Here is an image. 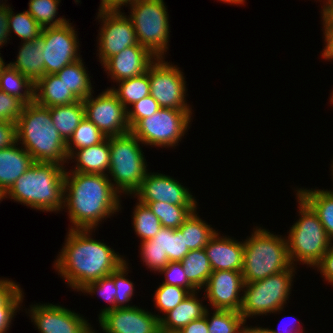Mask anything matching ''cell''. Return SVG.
Instances as JSON below:
<instances>
[{"instance_id":"cell-31","label":"cell","mask_w":333,"mask_h":333,"mask_svg":"<svg viewBox=\"0 0 333 333\" xmlns=\"http://www.w3.org/2000/svg\"><path fill=\"white\" fill-rule=\"evenodd\" d=\"M188 281L198 290L204 288L212 269L204 249L191 250L181 261Z\"/></svg>"},{"instance_id":"cell-51","label":"cell","mask_w":333,"mask_h":333,"mask_svg":"<svg viewBox=\"0 0 333 333\" xmlns=\"http://www.w3.org/2000/svg\"><path fill=\"white\" fill-rule=\"evenodd\" d=\"M16 142V123L0 121V149L7 148Z\"/></svg>"},{"instance_id":"cell-16","label":"cell","mask_w":333,"mask_h":333,"mask_svg":"<svg viewBox=\"0 0 333 333\" xmlns=\"http://www.w3.org/2000/svg\"><path fill=\"white\" fill-rule=\"evenodd\" d=\"M177 179L158 172H149L132 195L139 202H164L179 206H198L196 197Z\"/></svg>"},{"instance_id":"cell-60","label":"cell","mask_w":333,"mask_h":333,"mask_svg":"<svg viewBox=\"0 0 333 333\" xmlns=\"http://www.w3.org/2000/svg\"><path fill=\"white\" fill-rule=\"evenodd\" d=\"M218 1H221L222 3L224 2L227 3V4H231V5H241V4H245V0H218Z\"/></svg>"},{"instance_id":"cell-8","label":"cell","mask_w":333,"mask_h":333,"mask_svg":"<svg viewBox=\"0 0 333 333\" xmlns=\"http://www.w3.org/2000/svg\"><path fill=\"white\" fill-rule=\"evenodd\" d=\"M296 270L294 266L265 279L244 284L239 313L245 322H247V318L267 316L272 313L280 314L283 310L285 311V305L291 296Z\"/></svg>"},{"instance_id":"cell-11","label":"cell","mask_w":333,"mask_h":333,"mask_svg":"<svg viewBox=\"0 0 333 333\" xmlns=\"http://www.w3.org/2000/svg\"><path fill=\"white\" fill-rule=\"evenodd\" d=\"M165 59L157 58L148 68L150 95L160 108L192 110L185 98L188 91L186 76L180 67Z\"/></svg>"},{"instance_id":"cell-28","label":"cell","mask_w":333,"mask_h":333,"mask_svg":"<svg viewBox=\"0 0 333 333\" xmlns=\"http://www.w3.org/2000/svg\"><path fill=\"white\" fill-rule=\"evenodd\" d=\"M83 58L68 64L62 70L56 73L57 77L70 88V91L78 100L86 99L93 93V85L91 83L90 74L84 66Z\"/></svg>"},{"instance_id":"cell-13","label":"cell","mask_w":333,"mask_h":333,"mask_svg":"<svg viewBox=\"0 0 333 333\" xmlns=\"http://www.w3.org/2000/svg\"><path fill=\"white\" fill-rule=\"evenodd\" d=\"M83 100L85 117L90 120L105 137L123 135L130 132L127 109L109 87Z\"/></svg>"},{"instance_id":"cell-58","label":"cell","mask_w":333,"mask_h":333,"mask_svg":"<svg viewBox=\"0 0 333 333\" xmlns=\"http://www.w3.org/2000/svg\"><path fill=\"white\" fill-rule=\"evenodd\" d=\"M237 333H253V326H248V324L246 325L245 322Z\"/></svg>"},{"instance_id":"cell-14","label":"cell","mask_w":333,"mask_h":333,"mask_svg":"<svg viewBox=\"0 0 333 333\" xmlns=\"http://www.w3.org/2000/svg\"><path fill=\"white\" fill-rule=\"evenodd\" d=\"M69 22L57 27L42 28L40 36L44 42L42 55L45 75L56 74L68 64L82 58L78 52L80 44L77 31Z\"/></svg>"},{"instance_id":"cell-23","label":"cell","mask_w":333,"mask_h":333,"mask_svg":"<svg viewBox=\"0 0 333 333\" xmlns=\"http://www.w3.org/2000/svg\"><path fill=\"white\" fill-rule=\"evenodd\" d=\"M72 159L76 164L75 167H71L72 172L107 175L110 166L109 137L99 144L76 150L69 157V161Z\"/></svg>"},{"instance_id":"cell-44","label":"cell","mask_w":333,"mask_h":333,"mask_svg":"<svg viewBox=\"0 0 333 333\" xmlns=\"http://www.w3.org/2000/svg\"><path fill=\"white\" fill-rule=\"evenodd\" d=\"M164 274L163 284L179 286L187 289L190 293L198 290L188 281L181 262H169L168 265L159 272Z\"/></svg>"},{"instance_id":"cell-32","label":"cell","mask_w":333,"mask_h":333,"mask_svg":"<svg viewBox=\"0 0 333 333\" xmlns=\"http://www.w3.org/2000/svg\"><path fill=\"white\" fill-rule=\"evenodd\" d=\"M116 84L117 88L113 86L110 89L126 109L150 95L148 70L143 75L121 80Z\"/></svg>"},{"instance_id":"cell-19","label":"cell","mask_w":333,"mask_h":333,"mask_svg":"<svg viewBox=\"0 0 333 333\" xmlns=\"http://www.w3.org/2000/svg\"><path fill=\"white\" fill-rule=\"evenodd\" d=\"M157 59L148 49L140 44L125 48L110 57L103 65L104 71L117 83L121 80L138 77L147 72L149 66Z\"/></svg>"},{"instance_id":"cell-5","label":"cell","mask_w":333,"mask_h":333,"mask_svg":"<svg viewBox=\"0 0 333 333\" xmlns=\"http://www.w3.org/2000/svg\"><path fill=\"white\" fill-rule=\"evenodd\" d=\"M286 236L271 233L261 226L253 228L244 240L243 275L244 283L265 279L270 275L293 268Z\"/></svg>"},{"instance_id":"cell-27","label":"cell","mask_w":333,"mask_h":333,"mask_svg":"<svg viewBox=\"0 0 333 333\" xmlns=\"http://www.w3.org/2000/svg\"><path fill=\"white\" fill-rule=\"evenodd\" d=\"M49 111L54 126L67 143L79 123L85 118L83 101L79 100L67 105L53 106L49 108Z\"/></svg>"},{"instance_id":"cell-57","label":"cell","mask_w":333,"mask_h":333,"mask_svg":"<svg viewBox=\"0 0 333 333\" xmlns=\"http://www.w3.org/2000/svg\"><path fill=\"white\" fill-rule=\"evenodd\" d=\"M321 12L333 23V0H323Z\"/></svg>"},{"instance_id":"cell-54","label":"cell","mask_w":333,"mask_h":333,"mask_svg":"<svg viewBox=\"0 0 333 333\" xmlns=\"http://www.w3.org/2000/svg\"><path fill=\"white\" fill-rule=\"evenodd\" d=\"M20 310H0V333H8L14 317Z\"/></svg>"},{"instance_id":"cell-63","label":"cell","mask_w":333,"mask_h":333,"mask_svg":"<svg viewBox=\"0 0 333 333\" xmlns=\"http://www.w3.org/2000/svg\"><path fill=\"white\" fill-rule=\"evenodd\" d=\"M94 327L92 326L87 333H99V332H95L96 330L93 329Z\"/></svg>"},{"instance_id":"cell-62","label":"cell","mask_w":333,"mask_h":333,"mask_svg":"<svg viewBox=\"0 0 333 333\" xmlns=\"http://www.w3.org/2000/svg\"><path fill=\"white\" fill-rule=\"evenodd\" d=\"M159 333H182V332L177 330H159Z\"/></svg>"},{"instance_id":"cell-3","label":"cell","mask_w":333,"mask_h":333,"mask_svg":"<svg viewBox=\"0 0 333 333\" xmlns=\"http://www.w3.org/2000/svg\"><path fill=\"white\" fill-rule=\"evenodd\" d=\"M17 142L31 156L34 162L69 163L66 142L54 126L48 107L35 101L25 104L16 122Z\"/></svg>"},{"instance_id":"cell-15","label":"cell","mask_w":333,"mask_h":333,"mask_svg":"<svg viewBox=\"0 0 333 333\" xmlns=\"http://www.w3.org/2000/svg\"><path fill=\"white\" fill-rule=\"evenodd\" d=\"M26 313L39 333H87L92 327L80 313L58 304H31Z\"/></svg>"},{"instance_id":"cell-35","label":"cell","mask_w":333,"mask_h":333,"mask_svg":"<svg viewBox=\"0 0 333 333\" xmlns=\"http://www.w3.org/2000/svg\"><path fill=\"white\" fill-rule=\"evenodd\" d=\"M60 2L61 0H30L26 11L42 28L61 26L69 20L64 16L57 17Z\"/></svg>"},{"instance_id":"cell-53","label":"cell","mask_w":333,"mask_h":333,"mask_svg":"<svg viewBox=\"0 0 333 333\" xmlns=\"http://www.w3.org/2000/svg\"><path fill=\"white\" fill-rule=\"evenodd\" d=\"M182 333H209L207 319L203 316L200 319L191 321L188 325L180 330Z\"/></svg>"},{"instance_id":"cell-50","label":"cell","mask_w":333,"mask_h":333,"mask_svg":"<svg viewBox=\"0 0 333 333\" xmlns=\"http://www.w3.org/2000/svg\"><path fill=\"white\" fill-rule=\"evenodd\" d=\"M168 244L169 228L162 227L152 239L140 242L139 248H159L163 252H166L168 257Z\"/></svg>"},{"instance_id":"cell-4","label":"cell","mask_w":333,"mask_h":333,"mask_svg":"<svg viewBox=\"0 0 333 333\" xmlns=\"http://www.w3.org/2000/svg\"><path fill=\"white\" fill-rule=\"evenodd\" d=\"M65 167L34 162L7 191V198L40 212L63 211Z\"/></svg>"},{"instance_id":"cell-30","label":"cell","mask_w":333,"mask_h":333,"mask_svg":"<svg viewBox=\"0 0 333 333\" xmlns=\"http://www.w3.org/2000/svg\"><path fill=\"white\" fill-rule=\"evenodd\" d=\"M184 236L185 245L188 249H204L209 239L215 234L216 230L212 225H208L205 220L200 218L197 209L179 227Z\"/></svg>"},{"instance_id":"cell-29","label":"cell","mask_w":333,"mask_h":333,"mask_svg":"<svg viewBox=\"0 0 333 333\" xmlns=\"http://www.w3.org/2000/svg\"><path fill=\"white\" fill-rule=\"evenodd\" d=\"M35 85L23 74L4 61L0 65V90L21 99L25 104L34 102Z\"/></svg>"},{"instance_id":"cell-9","label":"cell","mask_w":333,"mask_h":333,"mask_svg":"<svg viewBox=\"0 0 333 333\" xmlns=\"http://www.w3.org/2000/svg\"><path fill=\"white\" fill-rule=\"evenodd\" d=\"M127 6L139 44L155 57L165 58L171 27L164 0H138Z\"/></svg>"},{"instance_id":"cell-42","label":"cell","mask_w":333,"mask_h":333,"mask_svg":"<svg viewBox=\"0 0 333 333\" xmlns=\"http://www.w3.org/2000/svg\"><path fill=\"white\" fill-rule=\"evenodd\" d=\"M24 297L20 284L0 278V310H21Z\"/></svg>"},{"instance_id":"cell-1","label":"cell","mask_w":333,"mask_h":333,"mask_svg":"<svg viewBox=\"0 0 333 333\" xmlns=\"http://www.w3.org/2000/svg\"><path fill=\"white\" fill-rule=\"evenodd\" d=\"M93 229H68L54 269L72 291L109 276L124 262L125 256L93 238Z\"/></svg>"},{"instance_id":"cell-49","label":"cell","mask_w":333,"mask_h":333,"mask_svg":"<svg viewBox=\"0 0 333 333\" xmlns=\"http://www.w3.org/2000/svg\"><path fill=\"white\" fill-rule=\"evenodd\" d=\"M315 268L320 272L324 281L333 286V243L313 269Z\"/></svg>"},{"instance_id":"cell-37","label":"cell","mask_w":333,"mask_h":333,"mask_svg":"<svg viewBox=\"0 0 333 333\" xmlns=\"http://www.w3.org/2000/svg\"><path fill=\"white\" fill-rule=\"evenodd\" d=\"M105 138L104 134L85 117L66 143L68 157L76 150L101 143Z\"/></svg>"},{"instance_id":"cell-66","label":"cell","mask_w":333,"mask_h":333,"mask_svg":"<svg viewBox=\"0 0 333 333\" xmlns=\"http://www.w3.org/2000/svg\"><path fill=\"white\" fill-rule=\"evenodd\" d=\"M4 62L3 58L0 56V65Z\"/></svg>"},{"instance_id":"cell-20","label":"cell","mask_w":333,"mask_h":333,"mask_svg":"<svg viewBox=\"0 0 333 333\" xmlns=\"http://www.w3.org/2000/svg\"><path fill=\"white\" fill-rule=\"evenodd\" d=\"M212 271H242L244 260V241L224 236L218 232L209 239L204 248Z\"/></svg>"},{"instance_id":"cell-41","label":"cell","mask_w":333,"mask_h":333,"mask_svg":"<svg viewBox=\"0 0 333 333\" xmlns=\"http://www.w3.org/2000/svg\"><path fill=\"white\" fill-rule=\"evenodd\" d=\"M117 288L114 285V280L110 276H106L98 279L95 282L88 283L79 292L89 294L93 296L94 294L103 298L109 306H105L100 310L98 318L107 311L115 309V296Z\"/></svg>"},{"instance_id":"cell-64","label":"cell","mask_w":333,"mask_h":333,"mask_svg":"<svg viewBox=\"0 0 333 333\" xmlns=\"http://www.w3.org/2000/svg\"><path fill=\"white\" fill-rule=\"evenodd\" d=\"M331 162H332V164H330L331 165V169L330 170L332 172L331 175L333 176V160ZM332 180H333V177H332Z\"/></svg>"},{"instance_id":"cell-21","label":"cell","mask_w":333,"mask_h":333,"mask_svg":"<svg viewBox=\"0 0 333 333\" xmlns=\"http://www.w3.org/2000/svg\"><path fill=\"white\" fill-rule=\"evenodd\" d=\"M19 46L16 61L8 63L10 67L17 70L28 78L34 85L45 75V64L43 60V38L39 36L33 41H23Z\"/></svg>"},{"instance_id":"cell-47","label":"cell","mask_w":333,"mask_h":333,"mask_svg":"<svg viewBox=\"0 0 333 333\" xmlns=\"http://www.w3.org/2000/svg\"><path fill=\"white\" fill-rule=\"evenodd\" d=\"M190 250L185 245L184 236L179 228H169L168 259L169 262H180Z\"/></svg>"},{"instance_id":"cell-17","label":"cell","mask_w":333,"mask_h":333,"mask_svg":"<svg viewBox=\"0 0 333 333\" xmlns=\"http://www.w3.org/2000/svg\"><path fill=\"white\" fill-rule=\"evenodd\" d=\"M243 275L240 271H212L206 285L202 289L211 310H232L239 312L242 306ZM242 292V293H241Z\"/></svg>"},{"instance_id":"cell-7","label":"cell","mask_w":333,"mask_h":333,"mask_svg":"<svg viewBox=\"0 0 333 333\" xmlns=\"http://www.w3.org/2000/svg\"><path fill=\"white\" fill-rule=\"evenodd\" d=\"M140 145L143 147L131 132L109 137L110 166L107 176L122 196L132 197L150 171Z\"/></svg>"},{"instance_id":"cell-12","label":"cell","mask_w":333,"mask_h":333,"mask_svg":"<svg viewBox=\"0 0 333 333\" xmlns=\"http://www.w3.org/2000/svg\"><path fill=\"white\" fill-rule=\"evenodd\" d=\"M101 22L97 40L98 59L101 66L125 48L139 44L131 19L121 10L98 9ZM100 19V20H99Z\"/></svg>"},{"instance_id":"cell-26","label":"cell","mask_w":333,"mask_h":333,"mask_svg":"<svg viewBox=\"0 0 333 333\" xmlns=\"http://www.w3.org/2000/svg\"><path fill=\"white\" fill-rule=\"evenodd\" d=\"M295 193L313 209L333 243V190L303 187L296 188Z\"/></svg>"},{"instance_id":"cell-48","label":"cell","mask_w":333,"mask_h":333,"mask_svg":"<svg viewBox=\"0 0 333 333\" xmlns=\"http://www.w3.org/2000/svg\"><path fill=\"white\" fill-rule=\"evenodd\" d=\"M322 31L324 38V48L321 52L322 59L332 61L333 60V23L322 13Z\"/></svg>"},{"instance_id":"cell-65","label":"cell","mask_w":333,"mask_h":333,"mask_svg":"<svg viewBox=\"0 0 333 333\" xmlns=\"http://www.w3.org/2000/svg\"><path fill=\"white\" fill-rule=\"evenodd\" d=\"M330 95H331L330 102L333 104V90H332V93Z\"/></svg>"},{"instance_id":"cell-18","label":"cell","mask_w":333,"mask_h":333,"mask_svg":"<svg viewBox=\"0 0 333 333\" xmlns=\"http://www.w3.org/2000/svg\"><path fill=\"white\" fill-rule=\"evenodd\" d=\"M103 333H159V315L133 306L116 308L98 318Z\"/></svg>"},{"instance_id":"cell-22","label":"cell","mask_w":333,"mask_h":333,"mask_svg":"<svg viewBox=\"0 0 333 333\" xmlns=\"http://www.w3.org/2000/svg\"><path fill=\"white\" fill-rule=\"evenodd\" d=\"M33 163L32 156L18 142L0 149V187L8 191Z\"/></svg>"},{"instance_id":"cell-55","label":"cell","mask_w":333,"mask_h":333,"mask_svg":"<svg viewBox=\"0 0 333 333\" xmlns=\"http://www.w3.org/2000/svg\"><path fill=\"white\" fill-rule=\"evenodd\" d=\"M290 316H287V318H289ZM292 317V319L294 318L295 319V316H291ZM290 317V318H291ZM286 317L284 318V319H287ZM283 319V320H284ZM292 320L293 322H288L289 323V325H288V329H287V326H286V328H285V330H284V328L282 329V327H280L279 329H277V330H275V329H273V328H269V330H270V332L271 333H304L305 331H304V329H303V327H301V322L300 321H298L297 319H295V320ZM282 320V321H283ZM291 320V319H290ZM281 321V323L283 324L284 322H282ZM295 321H297V322H295ZM287 322V321H286ZM295 322V323H294ZM294 323V324H293ZM299 324V325H298ZM291 325V326H290Z\"/></svg>"},{"instance_id":"cell-2","label":"cell","mask_w":333,"mask_h":333,"mask_svg":"<svg viewBox=\"0 0 333 333\" xmlns=\"http://www.w3.org/2000/svg\"><path fill=\"white\" fill-rule=\"evenodd\" d=\"M122 196L105 174L65 171L64 207L71 227L93 229L122 209ZM117 212V213H116Z\"/></svg>"},{"instance_id":"cell-52","label":"cell","mask_w":333,"mask_h":333,"mask_svg":"<svg viewBox=\"0 0 333 333\" xmlns=\"http://www.w3.org/2000/svg\"><path fill=\"white\" fill-rule=\"evenodd\" d=\"M5 1V2H4ZM0 0V49L9 41L8 18L10 14V5L7 0ZM7 3V4H6ZM1 56V53H0Z\"/></svg>"},{"instance_id":"cell-34","label":"cell","mask_w":333,"mask_h":333,"mask_svg":"<svg viewBox=\"0 0 333 333\" xmlns=\"http://www.w3.org/2000/svg\"><path fill=\"white\" fill-rule=\"evenodd\" d=\"M137 203L132 213V225L134 233L140 239V242L152 239L162 228L160 220L154 215V213L148 208L147 205Z\"/></svg>"},{"instance_id":"cell-43","label":"cell","mask_w":333,"mask_h":333,"mask_svg":"<svg viewBox=\"0 0 333 333\" xmlns=\"http://www.w3.org/2000/svg\"><path fill=\"white\" fill-rule=\"evenodd\" d=\"M160 109L158 102L151 96H147L134 103L127 109V118L130 128L139 120L151 117Z\"/></svg>"},{"instance_id":"cell-61","label":"cell","mask_w":333,"mask_h":333,"mask_svg":"<svg viewBox=\"0 0 333 333\" xmlns=\"http://www.w3.org/2000/svg\"><path fill=\"white\" fill-rule=\"evenodd\" d=\"M7 198V191L0 187V202Z\"/></svg>"},{"instance_id":"cell-39","label":"cell","mask_w":333,"mask_h":333,"mask_svg":"<svg viewBox=\"0 0 333 333\" xmlns=\"http://www.w3.org/2000/svg\"><path fill=\"white\" fill-rule=\"evenodd\" d=\"M153 301L155 308L163 315L171 309H174L185 298H187L190 292L179 286H172L167 284H160L154 291Z\"/></svg>"},{"instance_id":"cell-10","label":"cell","mask_w":333,"mask_h":333,"mask_svg":"<svg viewBox=\"0 0 333 333\" xmlns=\"http://www.w3.org/2000/svg\"><path fill=\"white\" fill-rule=\"evenodd\" d=\"M192 110L160 108L151 117L139 120L130 132L145 146L174 148L188 132Z\"/></svg>"},{"instance_id":"cell-46","label":"cell","mask_w":333,"mask_h":333,"mask_svg":"<svg viewBox=\"0 0 333 333\" xmlns=\"http://www.w3.org/2000/svg\"><path fill=\"white\" fill-rule=\"evenodd\" d=\"M139 250L141 255L140 260L143 261L147 269H150L154 273L158 272L159 274L169 263L166 252H163L159 248H140Z\"/></svg>"},{"instance_id":"cell-24","label":"cell","mask_w":333,"mask_h":333,"mask_svg":"<svg viewBox=\"0 0 333 333\" xmlns=\"http://www.w3.org/2000/svg\"><path fill=\"white\" fill-rule=\"evenodd\" d=\"M200 292L190 293L174 309H171L164 315H159L160 330L180 331L191 321L202 318L208 308L207 305H203V300L198 298L200 297L198 296Z\"/></svg>"},{"instance_id":"cell-25","label":"cell","mask_w":333,"mask_h":333,"mask_svg":"<svg viewBox=\"0 0 333 333\" xmlns=\"http://www.w3.org/2000/svg\"><path fill=\"white\" fill-rule=\"evenodd\" d=\"M34 101L43 107L50 108L79 100L56 74H46L35 84Z\"/></svg>"},{"instance_id":"cell-6","label":"cell","mask_w":333,"mask_h":333,"mask_svg":"<svg viewBox=\"0 0 333 333\" xmlns=\"http://www.w3.org/2000/svg\"><path fill=\"white\" fill-rule=\"evenodd\" d=\"M295 195L299 218L286 236L288 253L293 266L297 267L300 263L313 269L332 242L313 209L299 195Z\"/></svg>"},{"instance_id":"cell-40","label":"cell","mask_w":333,"mask_h":333,"mask_svg":"<svg viewBox=\"0 0 333 333\" xmlns=\"http://www.w3.org/2000/svg\"><path fill=\"white\" fill-rule=\"evenodd\" d=\"M128 262H124L117 270L112 272L109 276L114 280V285L117 288L115 296V309L116 308H130L135 305H130L129 302L134 297L135 293L134 283L126 276L129 273ZM133 296V297H132Z\"/></svg>"},{"instance_id":"cell-38","label":"cell","mask_w":333,"mask_h":333,"mask_svg":"<svg viewBox=\"0 0 333 333\" xmlns=\"http://www.w3.org/2000/svg\"><path fill=\"white\" fill-rule=\"evenodd\" d=\"M8 23L10 37H12L11 33L14 32L21 39V42L33 41L40 36L42 31V27L27 11L16 14L11 6Z\"/></svg>"},{"instance_id":"cell-33","label":"cell","mask_w":333,"mask_h":333,"mask_svg":"<svg viewBox=\"0 0 333 333\" xmlns=\"http://www.w3.org/2000/svg\"><path fill=\"white\" fill-rule=\"evenodd\" d=\"M148 206L160 220L161 226L166 228H179L194 212L197 206H179L164 202H140Z\"/></svg>"},{"instance_id":"cell-56","label":"cell","mask_w":333,"mask_h":333,"mask_svg":"<svg viewBox=\"0 0 333 333\" xmlns=\"http://www.w3.org/2000/svg\"><path fill=\"white\" fill-rule=\"evenodd\" d=\"M136 1L138 0H101L99 8L123 11L122 7H124V5L127 7V5Z\"/></svg>"},{"instance_id":"cell-36","label":"cell","mask_w":333,"mask_h":333,"mask_svg":"<svg viewBox=\"0 0 333 333\" xmlns=\"http://www.w3.org/2000/svg\"><path fill=\"white\" fill-rule=\"evenodd\" d=\"M205 311L209 333H237L243 326L245 320L243 316L232 310H213Z\"/></svg>"},{"instance_id":"cell-59","label":"cell","mask_w":333,"mask_h":333,"mask_svg":"<svg viewBox=\"0 0 333 333\" xmlns=\"http://www.w3.org/2000/svg\"><path fill=\"white\" fill-rule=\"evenodd\" d=\"M253 333H271L270 332V330H269V328L268 327H258V326H255V327H253Z\"/></svg>"},{"instance_id":"cell-45","label":"cell","mask_w":333,"mask_h":333,"mask_svg":"<svg viewBox=\"0 0 333 333\" xmlns=\"http://www.w3.org/2000/svg\"><path fill=\"white\" fill-rule=\"evenodd\" d=\"M24 106L21 99L0 90V121L16 123Z\"/></svg>"}]
</instances>
